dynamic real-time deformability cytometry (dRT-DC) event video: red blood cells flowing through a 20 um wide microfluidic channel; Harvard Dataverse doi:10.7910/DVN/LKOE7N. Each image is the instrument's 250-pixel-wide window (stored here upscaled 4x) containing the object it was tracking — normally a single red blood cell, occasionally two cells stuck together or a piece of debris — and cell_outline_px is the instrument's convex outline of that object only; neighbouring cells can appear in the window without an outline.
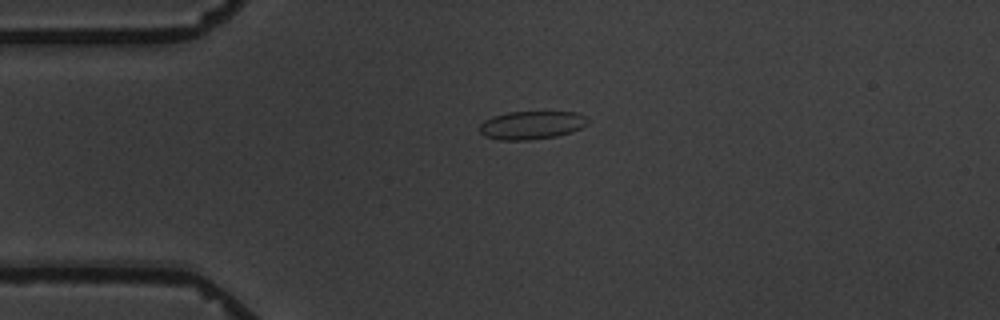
{"species": "common noctule bat (a hibernating species)", "species_latin": "Nyctalus noctula", "temperature_condition": "warm", "stored_images_in_passage": 4, "camera_frame_rate_fps": 3000, "um_per_image_px": 0.085, "animal": {"sex": "male", "body_mass_g": 19.5, "forearm_length_mm": 54.6}, "frame": {"image": 1, "passage_image": 1, "time_ms": 0.0, "image_size_px": [1000, 320], "cell_outline_px": [[588, 124], [572, 132], [556, 136], [528, 140], [500, 140], [484, 136], [480, 132], [480, 124], [484, 120], [492, 116], [508, 112], [576, 112], [588, 116]], "centroid_in_image_um": [45.19, 10.63], "position_along_channel_um": 39.8, "area_um2": 17.92}}
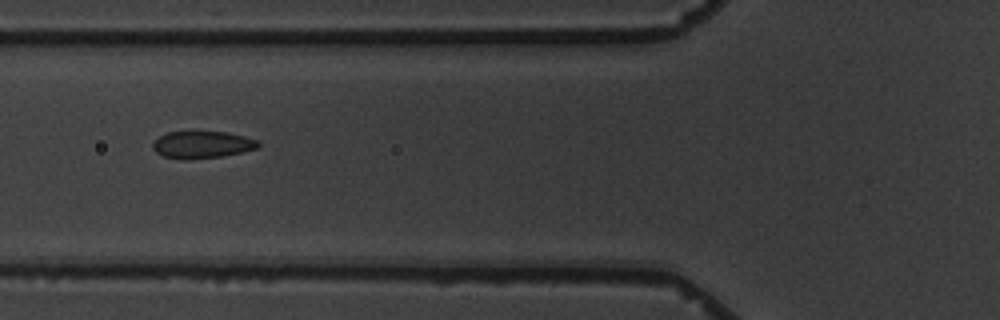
{"frame": {"image": 2, "passage_image": 3, "time_ms": 2.667, "image_size_px": [1000, 320], "cell_outline_px": [[260, 148], [224, 156], [188, 160], [184, 160], [164, 156], [156, 152], [152, 148], [152, 144], [160, 136], [168, 132], [192, 128], [196, 128], [228, 132], [260, 140]], "centroid_in_image_um": [17.21, 12.24], "position_along_channel_um": 108.6, "area_um2": 17.74}}
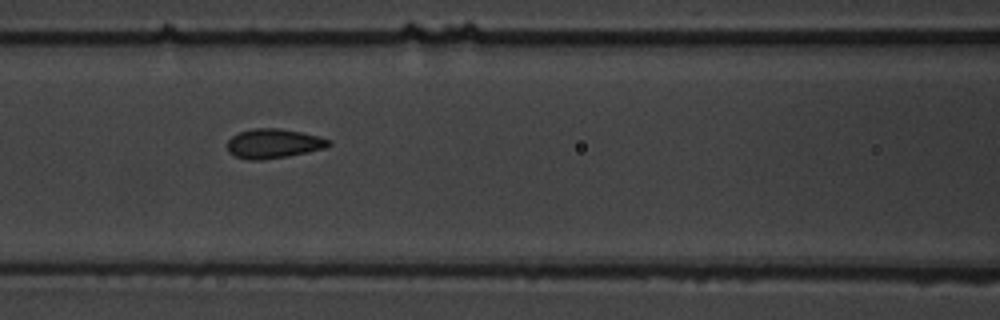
{"frame": {"image": 3, "passage_image": 4, "time_ms": 3.667, "image_size_px": [1000, 320], "cell_outline_px": [[332, 144], [324, 148], [308, 152], [288, 156], [260, 160], [248, 160], [236, 156], [228, 152], [228, 140], [232, 136], [240, 132], [252, 128], [280, 128], [300, 132], [332, 140]], "centroid_in_image_um": [23.25, 12.2], "position_along_channel_um": 143.4, "area_um2": 17.34}}